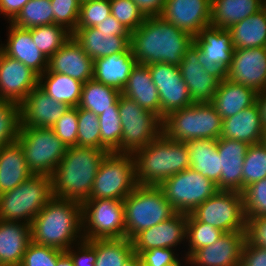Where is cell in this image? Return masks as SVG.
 <instances>
[{
  "label": "cell",
  "mask_w": 266,
  "mask_h": 266,
  "mask_svg": "<svg viewBox=\"0 0 266 266\" xmlns=\"http://www.w3.org/2000/svg\"><path fill=\"white\" fill-rule=\"evenodd\" d=\"M194 37L161 16L146 17L131 33V48L137 64L168 63L179 66Z\"/></svg>",
  "instance_id": "cell-1"
},
{
  "label": "cell",
  "mask_w": 266,
  "mask_h": 266,
  "mask_svg": "<svg viewBox=\"0 0 266 266\" xmlns=\"http://www.w3.org/2000/svg\"><path fill=\"white\" fill-rule=\"evenodd\" d=\"M109 152L72 146L51 176L53 197L84 203L89 200L99 166Z\"/></svg>",
  "instance_id": "cell-2"
},
{
  "label": "cell",
  "mask_w": 266,
  "mask_h": 266,
  "mask_svg": "<svg viewBox=\"0 0 266 266\" xmlns=\"http://www.w3.org/2000/svg\"><path fill=\"white\" fill-rule=\"evenodd\" d=\"M30 228L32 242L66 251L84 239L81 203L53 197Z\"/></svg>",
  "instance_id": "cell-3"
},
{
  "label": "cell",
  "mask_w": 266,
  "mask_h": 266,
  "mask_svg": "<svg viewBox=\"0 0 266 266\" xmlns=\"http://www.w3.org/2000/svg\"><path fill=\"white\" fill-rule=\"evenodd\" d=\"M138 185L159 187L167 178L190 168L186 142H176L163 132L133 153Z\"/></svg>",
  "instance_id": "cell-4"
},
{
  "label": "cell",
  "mask_w": 266,
  "mask_h": 266,
  "mask_svg": "<svg viewBox=\"0 0 266 266\" xmlns=\"http://www.w3.org/2000/svg\"><path fill=\"white\" fill-rule=\"evenodd\" d=\"M223 119L211 102L192 105L165 116L162 132L176 142L220 138Z\"/></svg>",
  "instance_id": "cell-5"
},
{
  "label": "cell",
  "mask_w": 266,
  "mask_h": 266,
  "mask_svg": "<svg viewBox=\"0 0 266 266\" xmlns=\"http://www.w3.org/2000/svg\"><path fill=\"white\" fill-rule=\"evenodd\" d=\"M126 238L173 217L177 211L156 186L138 185L124 200Z\"/></svg>",
  "instance_id": "cell-6"
},
{
  "label": "cell",
  "mask_w": 266,
  "mask_h": 266,
  "mask_svg": "<svg viewBox=\"0 0 266 266\" xmlns=\"http://www.w3.org/2000/svg\"><path fill=\"white\" fill-rule=\"evenodd\" d=\"M52 198L51 177L33 174L13 190L0 194V220L31 224Z\"/></svg>",
  "instance_id": "cell-7"
},
{
  "label": "cell",
  "mask_w": 266,
  "mask_h": 266,
  "mask_svg": "<svg viewBox=\"0 0 266 266\" xmlns=\"http://www.w3.org/2000/svg\"><path fill=\"white\" fill-rule=\"evenodd\" d=\"M16 141L35 175L51 177L68 148L51 128L20 127Z\"/></svg>",
  "instance_id": "cell-8"
},
{
  "label": "cell",
  "mask_w": 266,
  "mask_h": 266,
  "mask_svg": "<svg viewBox=\"0 0 266 266\" xmlns=\"http://www.w3.org/2000/svg\"><path fill=\"white\" fill-rule=\"evenodd\" d=\"M137 186L133 154L111 152L99 166L89 199L123 201Z\"/></svg>",
  "instance_id": "cell-9"
},
{
  "label": "cell",
  "mask_w": 266,
  "mask_h": 266,
  "mask_svg": "<svg viewBox=\"0 0 266 266\" xmlns=\"http://www.w3.org/2000/svg\"><path fill=\"white\" fill-rule=\"evenodd\" d=\"M118 104L122 126L121 153L133 154L162 133L163 123L157 115L122 94Z\"/></svg>",
  "instance_id": "cell-10"
},
{
  "label": "cell",
  "mask_w": 266,
  "mask_h": 266,
  "mask_svg": "<svg viewBox=\"0 0 266 266\" xmlns=\"http://www.w3.org/2000/svg\"><path fill=\"white\" fill-rule=\"evenodd\" d=\"M81 208L84 240L126 238L122 200L89 199Z\"/></svg>",
  "instance_id": "cell-11"
},
{
  "label": "cell",
  "mask_w": 266,
  "mask_h": 266,
  "mask_svg": "<svg viewBox=\"0 0 266 266\" xmlns=\"http://www.w3.org/2000/svg\"><path fill=\"white\" fill-rule=\"evenodd\" d=\"M159 188L170 205L184 214L192 213L218 191L212 180L191 167L167 178Z\"/></svg>",
  "instance_id": "cell-12"
},
{
  "label": "cell",
  "mask_w": 266,
  "mask_h": 266,
  "mask_svg": "<svg viewBox=\"0 0 266 266\" xmlns=\"http://www.w3.org/2000/svg\"><path fill=\"white\" fill-rule=\"evenodd\" d=\"M191 214L199 222L212 225L224 233L247 231L241 192L218 190Z\"/></svg>",
  "instance_id": "cell-13"
},
{
  "label": "cell",
  "mask_w": 266,
  "mask_h": 266,
  "mask_svg": "<svg viewBox=\"0 0 266 266\" xmlns=\"http://www.w3.org/2000/svg\"><path fill=\"white\" fill-rule=\"evenodd\" d=\"M194 43L200 49L199 62L205 71L220 82L224 80L234 52L231 32L208 26L194 37Z\"/></svg>",
  "instance_id": "cell-14"
},
{
  "label": "cell",
  "mask_w": 266,
  "mask_h": 266,
  "mask_svg": "<svg viewBox=\"0 0 266 266\" xmlns=\"http://www.w3.org/2000/svg\"><path fill=\"white\" fill-rule=\"evenodd\" d=\"M160 101V119L163 121L170 112L186 108L194 102L182 78L179 66L168 63L148 65Z\"/></svg>",
  "instance_id": "cell-15"
},
{
  "label": "cell",
  "mask_w": 266,
  "mask_h": 266,
  "mask_svg": "<svg viewBox=\"0 0 266 266\" xmlns=\"http://www.w3.org/2000/svg\"><path fill=\"white\" fill-rule=\"evenodd\" d=\"M226 78L257 93L266 90V47L234 49Z\"/></svg>",
  "instance_id": "cell-16"
},
{
  "label": "cell",
  "mask_w": 266,
  "mask_h": 266,
  "mask_svg": "<svg viewBox=\"0 0 266 266\" xmlns=\"http://www.w3.org/2000/svg\"><path fill=\"white\" fill-rule=\"evenodd\" d=\"M38 82L34 71L0 51V100L21 105Z\"/></svg>",
  "instance_id": "cell-17"
},
{
  "label": "cell",
  "mask_w": 266,
  "mask_h": 266,
  "mask_svg": "<svg viewBox=\"0 0 266 266\" xmlns=\"http://www.w3.org/2000/svg\"><path fill=\"white\" fill-rule=\"evenodd\" d=\"M247 231L224 233L211 245L199 248L189 257L191 266H241Z\"/></svg>",
  "instance_id": "cell-18"
},
{
  "label": "cell",
  "mask_w": 266,
  "mask_h": 266,
  "mask_svg": "<svg viewBox=\"0 0 266 266\" xmlns=\"http://www.w3.org/2000/svg\"><path fill=\"white\" fill-rule=\"evenodd\" d=\"M160 16L195 37L210 26L211 0H165Z\"/></svg>",
  "instance_id": "cell-19"
},
{
  "label": "cell",
  "mask_w": 266,
  "mask_h": 266,
  "mask_svg": "<svg viewBox=\"0 0 266 266\" xmlns=\"http://www.w3.org/2000/svg\"><path fill=\"white\" fill-rule=\"evenodd\" d=\"M187 214L177 212L170 219L142 230L133 239V250L140 254L153 248L177 249L186 243ZM176 247V248H175Z\"/></svg>",
  "instance_id": "cell-20"
},
{
  "label": "cell",
  "mask_w": 266,
  "mask_h": 266,
  "mask_svg": "<svg viewBox=\"0 0 266 266\" xmlns=\"http://www.w3.org/2000/svg\"><path fill=\"white\" fill-rule=\"evenodd\" d=\"M200 49L193 42L186 50L179 69L194 103L212 102L220 81L208 74L199 62Z\"/></svg>",
  "instance_id": "cell-21"
},
{
  "label": "cell",
  "mask_w": 266,
  "mask_h": 266,
  "mask_svg": "<svg viewBox=\"0 0 266 266\" xmlns=\"http://www.w3.org/2000/svg\"><path fill=\"white\" fill-rule=\"evenodd\" d=\"M68 108L37 86L20 105V127L52 128Z\"/></svg>",
  "instance_id": "cell-22"
},
{
  "label": "cell",
  "mask_w": 266,
  "mask_h": 266,
  "mask_svg": "<svg viewBox=\"0 0 266 266\" xmlns=\"http://www.w3.org/2000/svg\"><path fill=\"white\" fill-rule=\"evenodd\" d=\"M94 60L73 36L48 59L45 72L61 73L83 83L93 78Z\"/></svg>",
  "instance_id": "cell-23"
},
{
  "label": "cell",
  "mask_w": 266,
  "mask_h": 266,
  "mask_svg": "<svg viewBox=\"0 0 266 266\" xmlns=\"http://www.w3.org/2000/svg\"><path fill=\"white\" fill-rule=\"evenodd\" d=\"M249 146L248 143L238 140L217 139L221 170L219 190L242 193L243 164Z\"/></svg>",
  "instance_id": "cell-24"
},
{
  "label": "cell",
  "mask_w": 266,
  "mask_h": 266,
  "mask_svg": "<svg viewBox=\"0 0 266 266\" xmlns=\"http://www.w3.org/2000/svg\"><path fill=\"white\" fill-rule=\"evenodd\" d=\"M6 44L2 51L11 58L17 59L41 76L48 68V58L37 48L28 29L19 28L9 22Z\"/></svg>",
  "instance_id": "cell-25"
},
{
  "label": "cell",
  "mask_w": 266,
  "mask_h": 266,
  "mask_svg": "<svg viewBox=\"0 0 266 266\" xmlns=\"http://www.w3.org/2000/svg\"><path fill=\"white\" fill-rule=\"evenodd\" d=\"M136 64L132 48L126 52L95 59L93 79L122 92Z\"/></svg>",
  "instance_id": "cell-26"
},
{
  "label": "cell",
  "mask_w": 266,
  "mask_h": 266,
  "mask_svg": "<svg viewBox=\"0 0 266 266\" xmlns=\"http://www.w3.org/2000/svg\"><path fill=\"white\" fill-rule=\"evenodd\" d=\"M72 36L93 60L126 52L131 48V36L111 35V33L99 32L94 27L76 28Z\"/></svg>",
  "instance_id": "cell-27"
},
{
  "label": "cell",
  "mask_w": 266,
  "mask_h": 266,
  "mask_svg": "<svg viewBox=\"0 0 266 266\" xmlns=\"http://www.w3.org/2000/svg\"><path fill=\"white\" fill-rule=\"evenodd\" d=\"M30 242V224L0 220V266H20Z\"/></svg>",
  "instance_id": "cell-28"
},
{
  "label": "cell",
  "mask_w": 266,
  "mask_h": 266,
  "mask_svg": "<svg viewBox=\"0 0 266 266\" xmlns=\"http://www.w3.org/2000/svg\"><path fill=\"white\" fill-rule=\"evenodd\" d=\"M264 129L257 104L223 119L220 138L238 140L249 145L261 143Z\"/></svg>",
  "instance_id": "cell-29"
},
{
  "label": "cell",
  "mask_w": 266,
  "mask_h": 266,
  "mask_svg": "<svg viewBox=\"0 0 266 266\" xmlns=\"http://www.w3.org/2000/svg\"><path fill=\"white\" fill-rule=\"evenodd\" d=\"M121 94L160 118L159 93L148 65L136 64Z\"/></svg>",
  "instance_id": "cell-30"
},
{
  "label": "cell",
  "mask_w": 266,
  "mask_h": 266,
  "mask_svg": "<svg viewBox=\"0 0 266 266\" xmlns=\"http://www.w3.org/2000/svg\"><path fill=\"white\" fill-rule=\"evenodd\" d=\"M257 92L246 85L231 82L227 78L219 83L211 102L222 119L234 116L256 103Z\"/></svg>",
  "instance_id": "cell-31"
},
{
  "label": "cell",
  "mask_w": 266,
  "mask_h": 266,
  "mask_svg": "<svg viewBox=\"0 0 266 266\" xmlns=\"http://www.w3.org/2000/svg\"><path fill=\"white\" fill-rule=\"evenodd\" d=\"M32 175L17 141L0 149V194L13 190Z\"/></svg>",
  "instance_id": "cell-32"
},
{
  "label": "cell",
  "mask_w": 266,
  "mask_h": 266,
  "mask_svg": "<svg viewBox=\"0 0 266 266\" xmlns=\"http://www.w3.org/2000/svg\"><path fill=\"white\" fill-rule=\"evenodd\" d=\"M263 0H211L210 26L229 29L262 9Z\"/></svg>",
  "instance_id": "cell-33"
},
{
  "label": "cell",
  "mask_w": 266,
  "mask_h": 266,
  "mask_svg": "<svg viewBox=\"0 0 266 266\" xmlns=\"http://www.w3.org/2000/svg\"><path fill=\"white\" fill-rule=\"evenodd\" d=\"M186 144L189 149L190 167L212 180L219 190L221 170L217 140L196 139L187 141Z\"/></svg>",
  "instance_id": "cell-34"
},
{
  "label": "cell",
  "mask_w": 266,
  "mask_h": 266,
  "mask_svg": "<svg viewBox=\"0 0 266 266\" xmlns=\"http://www.w3.org/2000/svg\"><path fill=\"white\" fill-rule=\"evenodd\" d=\"M38 86L49 96L68 107H78L83 82L68 75L44 72L39 76Z\"/></svg>",
  "instance_id": "cell-35"
},
{
  "label": "cell",
  "mask_w": 266,
  "mask_h": 266,
  "mask_svg": "<svg viewBox=\"0 0 266 266\" xmlns=\"http://www.w3.org/2000/svg\"><path fill=\"white\" fill-rule=\"evenodd\" d=\"M228 30L234 49L266 47V14L262 9Z\"/></svg>",
  "instance_id": "cell-36"
},
{
  "label": "cell",
  "mask_w": 266,
  "mask_h": 266,
  "mask_svg": "<svg viewBox=\"0 0 266 266\" xmlns=\"http://www.w3.org/2000/svg\"><path fill=\"white\" fill-rule=\"evenodd\" d=\"M120 95L119 90L92 78L83 83L78 108L90 110L98 116L107 110H119L118 98Z\"/></svg>",
  "instance_id": "cell-37"
},
{
  "label": "cell",
  "mask_w": 266,
  "mask_h": 266,
  "mask_svg": "<svg viewBox=\"0 0 266 266\" xmlns=\"http://www.w3.org/2000/svg\"><path fill=\"white\" fill-rule=\"evenodd\" d=\"M134 253L132 240L96 239L95 266H122Z\"/></svg>",
  "instance_id": "cell-38"
},
{
  "label": "cell",
  "mask_w": 266,
  "mask_h": 266,
  "mask_svg": "<svg viewBox=\"0 0 266 266\" xmlns=\"http://www.w3.org/2000/svg\"><path fill=\"white\" fill-rule=\"evenodd\" d=\"M28 30L37 48L48 59L72 37V33L64 26L55 23L36 26Z\"/></svg>",
  "instance_id": "cell-39"
},
{
  "label": "cell",
  "mask_w": 266,
  "mask_h": 266,
  "mask_svg": "<svg viewBox=\"0 0 266 266\" xmlns=\"http://www.w3.org/2000/svg\"><path fill=\"white\" fill-rule=\"evenodd\" d=\"M52 9L51 0H29L10 23L23 29L54 24Z\"/></svg>",
  "instance_id": "cell-40"
},
{
  "label": "cell",
  "mask_w": 266,
  "mask_h": 266,
  "mask_svg": "<svg viewBox=\"0 0 266 266\" xmlns=\"http://www.w3.org/2000/svg\"><path fill=\"white\" fill-rule=\"evenodd\" d=\"M224 232L212 225L204 222H199L191 213L187 214L186 225V247L187 252L184 254L189 257L194 251L199 248L211 245L216 242Z\"/></svg>",
  "instance_id": "cell-41"
},
{
  "label": "cell",
  "mask_w": 266,
  "mask_h": 266,
  "mask_svg": "<svg viewBox=\"0 0 266 266\" xmlns=\"http://www.w3.org/2000/svg\"><path fill=\"white\" fill-rule=\"evenodd\" d=\"M101 132V150L121 153L122 126L119 110H107L98 116Z\"/></svg>",
  "instance_id": "cell-42"
},
{
  "label": "cell",
  "mask_w": 266,
  "mask_h": 266,
  "mask_svg": "<svg viewBox=\"0 0 266 266\" xmlns=\"http://www.w3.org/2000/svg\"><path fill=\"white\" fill-rule=\"evenodd\" d=\"M264 178H266V147L262 143L250 145L244 158L242 192L250 184Z\"/></svg>",
  "instance_id": "cell-43"
},
{
  "label": "cell",
  "mask_w": 266,
  "mask_h": 266,
  "mask_svg": "<svg viewBox=\"0 0 266 266\" xmlns=\"http://www.w3.org/2000/svg\"><path fill=\"white\" fill-rule=\"evenodd\" d=\"M20 126V105L0 100V149L17 140Z\"/></svg>",
  "instance_id": "cell-44"
},
{
  "label": "cell",
  "mask_w": 266,
  "mask_h": 266,
  "mask_svg": "<svg viewBox=\"0 0 266 266\" xmlns=\"http://www.w3.org/2000/svg\"><path fill=\"white\" fill-rule=\"evenodd\" d=\"M77 146L101 149L98 115L84 108H78Z\"/></svg>",
  "instance_id": "cell-45"
},
{
  "label": "cell",
  "mask_w": 266,
  "mask_h": 266,
  "mask_svg": "<svg viewBox=\"0 0 266 266\" xmlns=\"http://www.w3.org/2000/svg\"><path fill=\"white\" fill-rule=\"evenodd\" d=\"M242 194L246 220L266 216V178L250 184Z\"/></svg>",
  "instance_id": "cell-46"
},
{
  "label": "cell",
  "mask_w": 266,
  "mask_h": 266,
  "mask_svg": "<svg viewBox=\"0 0 266 266\" xmlns=\"http://www.w3.org/2000/svg\"><path fill=\"white\" fill-rule=\"evenodd\" d=\"M111 14L109 0H89L81 3L76 28L95 27Z\"/></svg>",
  "instance_id": "cell-47"
},
{
  "label": "cell",
  "mask_w": 266,
  "mask_h": 266,
  "mask_svg": "<svg viewBox=\"0 0 266 266\" xmlns=\"http://www.w3.org/2000/svg\"><path fill=\"white\" fill-rule=\"evenodd\" d=\"M111 14L131 33L144 21V15L139 11L133 0H109Z\"/></svg>",
  "instance_id": "cell-48"
},
{
  "label": "cell",
  "mask_w": 266,
  "mask_h": 266,
  "mask_svg": "<svg viewBox=\"0 0 266 266\" xmlns=\"http://www.w3.org/2000/svg\"><path fill=\"white\" fill-rule=\"evenodd\" d=\"M54 23L64 26L73 33L79 17L81 2L79 0H51Z\"/></svg>",
  "instance_id": "cell-49"
},
{
  "label": "cell",
  "mask_w": 266,
  "mask_h": 266,
  "mask_svg": "<svg viewBox=\"0 0 266 266\" xmlns=\"http://www.w3.org/2000/svg\"><path fill=\"white\" fill-rule=\"evenodd\" d=\"M67 146H77L78 107H69L51 128Z\"/></svg>",
  "instance_id": "cell-50"
},
{
  "label": "cell",
  "mask_w": 266,
  "mask_h": 266,
  "mask_svg": "<svg viewBox=\"0 0 266 266\" xmlns=\"http://www.w3.org/2000/svg\"><path fill=\"white\" fill-rule=\"evenodd\" d=\"M63 252L53 247L30 242L20 266H56L57 258Z\"/></svg>",
  "instance_id": "cell-51"
},
{
  "label": "cell",
  "mask_w": 266,
  "mask_h": 266,
  "mask_svg": "<svg viewBox=\"0 0 266 266\" xmlns=\"http://www.w3.org/2000/svg\"><path fill=\"white\" fill-rule=\"evenodd\" d=\"M66 252L70 255L74 266H95L96 240L83 239L71 246Z\"/></svg>",
  "instance_id": "cell-52"
},
{
  "label": "cell",
  "mask_w": 266,
  "mask_h": 266,
  "mask_svg": "<svg viewBox=\"0 0 266 266\" xmlns=\"http://www.w3.org/2000/svg\"><path fill=\"white\" fill-rule=\"evenodd\" d=\"M175 250L171 248H153L141 252L138 256L142 266H168L181 258Z\"/></svg>",
  "instance_id": "cell-53"
},
{
  "label": "cell",
  "mask_w": 266,
  "mask_h": 266,
  "mask_svg": "<svg viewBox=\"0 0 266 266\" xmlns=\"http://www.w3.org/2000/svg\"><path fill=\"white\" fill-rule=\"evenodd\" d=\"M247 239L266 249V216L247 220Z\"/></svg>",
  "instance_id": "cell-54"
},
{
  "label": "cell",
  "mask_w": 266,
  "mask_h": 266,
  "mask_svg": "<svg viewBox=\"0 0 266 266\" xmlns=\"http://www.w3.org/2000/svg\"><path fill=\"white\" fill-rule=\"evenodd\" d=\"M241 266H266V249L254 245L247 239L243 248Z\"/></svg>",
  "instance_id": "cell-55"
},
{
  "label": "cell",
  "mask_w": 266,
  "mask_h": 266,
  "mask_svg": "<svg viewBox=\"0 0 266 266\" xmlns=\"http://www.w3.org/2000/svg\"><path fill=\"white\" fill-rule=\"evenodd\" d=\"M99 32L111 33L116 36H131V32L123 26L112 14L94 27Z\"/></svg>",
  "instance_id": "cell-56"
},
{
  "label": "cell",
  "mask_w": 266,
  "mask_h": 266,
  "mask_svg": "<svg viewBox=\"0 0 266 266\" xmlns=\"http://www.w3.org/2000/svg\"><path fill=\"white\" fill-rule=\"evenodd\" d=\"M29 0H0V15L11 22Z\"/></svg>",
  "instance_id": "cell-57"
},
{
  "label": "cell",
  "mask_w": 266,
  "mask_h": 266,
  "mask_svg": "<svg viewBox=\"0 0 266 266\" xmlns=\"http://www.w3.org/2000/svg\"><path fill=\"white\" fill-rule=\"evenodd\" d=\"M144 17L160 16L165 0H133Z\"/></svg>",
  "instance_id": "cell-58"
},
{
  "label": "cell",
  "mask_w": 266,
  "mask_h": 266,
  "mask_svg": "<svg viewBox=\"0 0 266 266\" xmlns=\"http://www.w3.org/2000/svg\"><path fill=\"white\" fill-rule=\"evenodd\" d=\"M256 104L260 112V122L263 129H266V90L257 93Z\"/></svg>",
  "instance_id": "cell-59"
},
{
  "label": "cell",
  "mask_w": 266,
  "mask_h": 266,
  "mask_svg": "<svg viewBox=\"0 0 266 266\" xmlns=\"http://www.w3.org/2000/svg\"><path fill=\"white\" fill-rule=\"evenodd\" d=\"M56 266H74V264L70 255L66 251H63L57 258Z\"/></svg>",
  "instance_id": "cell-60"
},
{
  "label": "cell",
  "mask_w": 266,
  "mask_h": 266,
  "mask_svg": "<svg viewBox=\"0 0 266 266\" xmlns=\"http://www.w3.org/2000/svg\"><path fill=\"white\" fill-rule=\"evenodd\" d=\"M122 266H142L138 254L133 253Z\"/></svg>",
  "instance_id": "cell-61"
},
{
  "label": "cell",
  "mask_w": 266,
  "mask_h": 266,
  "mask_svg": "<svg viewBox=\"0 0 266 266\" xmlns=\"http://www.w3.org/2000/svg\"><path fill=\"white\" fill-rule=\"evenodd\" d=\"M186 265L190 266L188 257L186 255H184L183 257H181V259L179 258L176 262H174L173 264L168 265V266H186Z\"/></svg>",
  "instance_id": "cell-62"
},
{
  "label": "cell",
  "mask_w": 266,
  "mask_h": 266,
  "mask_svg": "<svg viewBox=\"0 0 266 266\" xmlns=\"http://www.w3.org/2000/svg\"><path fill=\"white\" fill-rule=\"evenodd\" d=\"M261 143L266 147V129L264 130Z\"/></svg>",
  "instance_id": "cell-63"
},
{
  "label": "cell",
  "mask_w": 266,
  "mask_h": 266,
  "mask_svg": "<svg viewBox=\"0 0 266 266\" xmlns=\"http://www.w3.org/2000/svg\"><path fill=\"white\" fill-rule=\"evenodd\" d=\"M262 10L265 12L266 14V0H263L262 2Z\"/></svg>",
  "instance_id": "cell-64"
},
{
  "label": "cell",
  "mask_w": 266,
  "mask_h": 266,
  "mask_svg": "<svg viewBox=\"0 0 266 266\" xmlns=\"http://www.w3.org/2000/svg\"><path fill=\"white\" fill-rule=\"evenodd\" d=\"M81 3L85 2V1H89V0H79Z\"/></svg>",
  "instance_id": "cell-65"
}]
</instances>
